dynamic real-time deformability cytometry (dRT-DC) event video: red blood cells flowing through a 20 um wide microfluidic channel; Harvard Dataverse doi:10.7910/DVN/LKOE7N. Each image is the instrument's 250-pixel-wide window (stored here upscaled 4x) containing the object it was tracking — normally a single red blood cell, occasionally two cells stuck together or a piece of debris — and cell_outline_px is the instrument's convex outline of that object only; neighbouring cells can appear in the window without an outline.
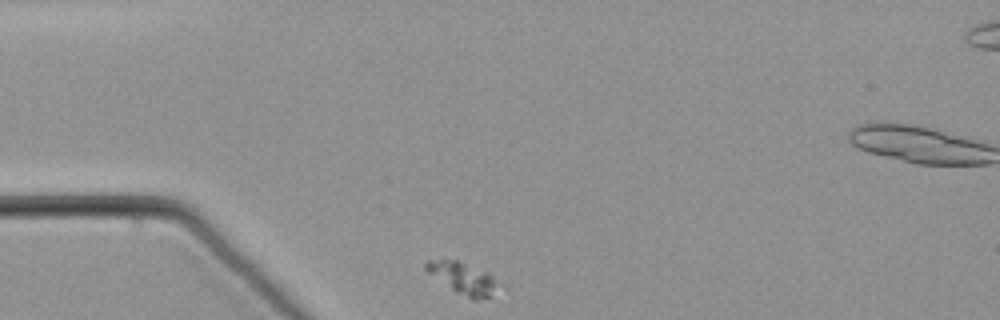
{"species": "common noctule bat (a hibernating species)", "species_latin": "Nyctalus noctula", "temperature_condition": "warm", "stored_images_in_passage": 38, "camera_frame_rate_fps": 3000, "um_per_image_px": 0.085, "animal": {"sex": "male", "body_mass_g": 21.5, "forearm_length_mm": 52.0}, "frame": {"image": 1, "passage_image": 1, "time_ms": 0.0, "image_size_px": [1000, 320], "cell_outline_px": [[492, 284], [488, 296], [476, 300], [472, 300], [456, 292], [428, 272], [424, 268], [424, 264], [428, 260], [456, 260], [488, 272], [492, 276]], "centroid_in_image_um": [39.22, 23.61], "position_along_channel_um": 45.8, "area_um2": 12.37}}
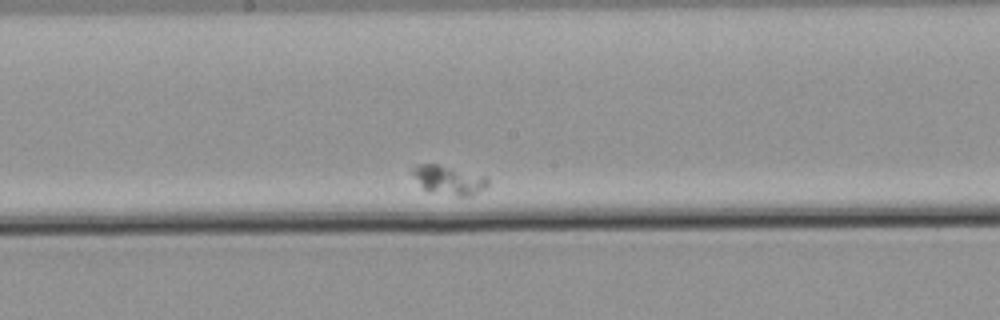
{"frame": {"image": 2, "passage_image": 21, "time_ms": 6.667, "image_size_px": [1000, 320], "cell_outline_px": [[488, 184], [484, 188], [472, 196], [456, 196], [428, 192], [420, 184], [412, 172], [412, 168], [416, 164], [436, 164], [484, 176], [488, 180]], "centroid_in_image_um": [38.13, 15.32], "position_along_channel_um": 210.1, "area_um2": 12.48}}
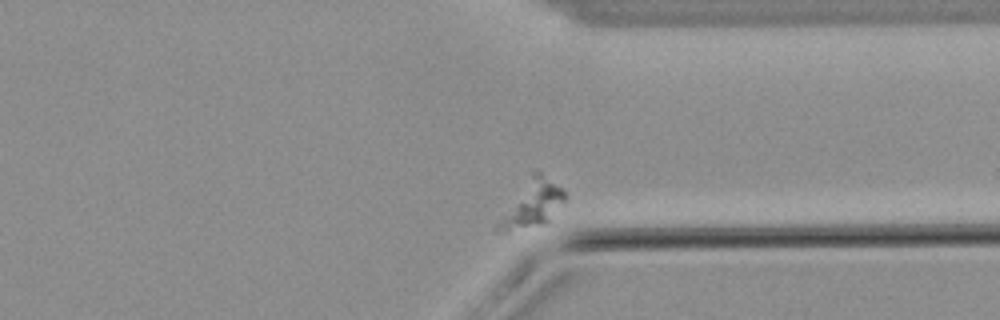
{"frame": {"image": 3, "passage_image": 36, "time_ms": 11.667, "image_size_px": [1000, 320], "cell_outline_px": [[564, 200], [548, 220], [544, 224], [504, 232], [496, 232], [492, 228], [532, 172], [536, 168], [540, 168], [564, 192]], "centroid_in_image_um": [45.18, 17.32], "position_along_channel_um": 366.2, "area_um2": 17.86}}